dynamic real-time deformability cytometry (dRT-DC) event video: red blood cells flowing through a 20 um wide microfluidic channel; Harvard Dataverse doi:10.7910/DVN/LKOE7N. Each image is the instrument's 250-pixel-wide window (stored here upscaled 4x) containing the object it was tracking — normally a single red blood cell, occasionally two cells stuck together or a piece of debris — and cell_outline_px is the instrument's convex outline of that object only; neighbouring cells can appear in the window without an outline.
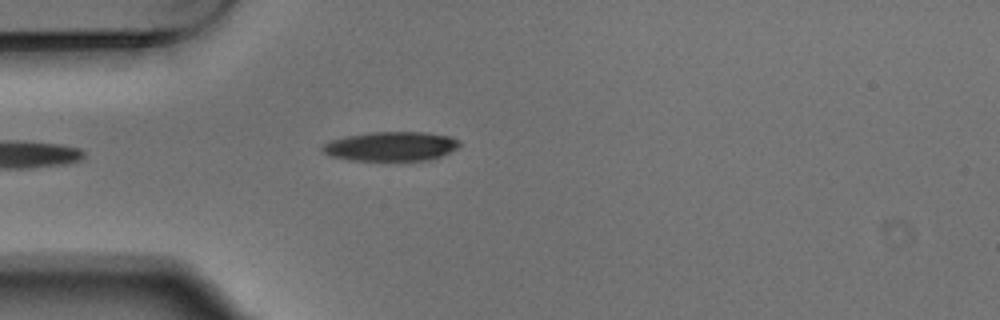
{"species": "Egyptian fruit bat (a non-hibernating species)", "species_latin": "Rousettus aegyptiacus", "temperature_condition": "warm", "stored_images_in_passage": 1, "camera_frame_rate_fps": 3000, "um_per_image_px": 0.085, "animal": {"sex": "male"}, "frame": {"image": 1, "passage_image": 1, "time_ms": 0.0, "image_size_px": [1000, 320], "cell_outline_px": [[460, 144], [456, 148], [432, 160], [348, 160], [328, 156], [320, 148], [324, 144], [332, 140], [344, 136], [372, 132], [424, 132], [448, 136], [460, 140]], "centroid_in_image_um": [33.2, 12.44], "position_along_channel_um": 51.8, "area_um2": 23.35}}